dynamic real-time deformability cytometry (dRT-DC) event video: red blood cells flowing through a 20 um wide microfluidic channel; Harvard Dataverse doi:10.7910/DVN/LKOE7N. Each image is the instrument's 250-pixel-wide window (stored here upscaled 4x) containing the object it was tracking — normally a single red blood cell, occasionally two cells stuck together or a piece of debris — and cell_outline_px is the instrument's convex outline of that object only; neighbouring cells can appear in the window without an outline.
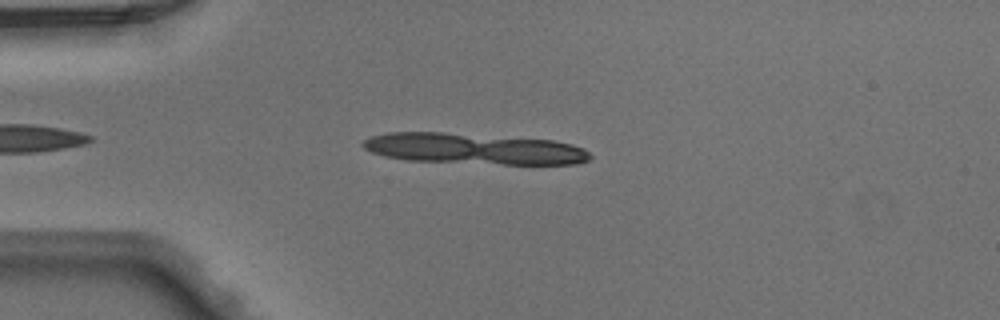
{"species": "Egyptian fruit bat (a non-hibernating species)", "species_latin": "Rousettus aegyptiacus", "temperature_condition": "warm", "stored_images_in_passage": 11, "camera_frame_rate_fps": 3000, "um_per_image_px": 0.085, "animal": {"sex": "male"}, "frame": {"image": 1, "passage_image": 5, "time_ms": 1.333, "image_size_px": [1000, 320], "cell_outline_px": [[592, 156], [588, 160], [576, 164], [504, 164], [408, 160], [384, 156], [372, 152], [364, 148], [360, 144], [364, 140], [372, 136], [388, 132], [444, 132], [552, 140], [572, 144], [584, 148]], "centroid_in_image_um": [40.29, 12.64], "position_along_channel_um": 44.7, "area_um2": 40.86}}